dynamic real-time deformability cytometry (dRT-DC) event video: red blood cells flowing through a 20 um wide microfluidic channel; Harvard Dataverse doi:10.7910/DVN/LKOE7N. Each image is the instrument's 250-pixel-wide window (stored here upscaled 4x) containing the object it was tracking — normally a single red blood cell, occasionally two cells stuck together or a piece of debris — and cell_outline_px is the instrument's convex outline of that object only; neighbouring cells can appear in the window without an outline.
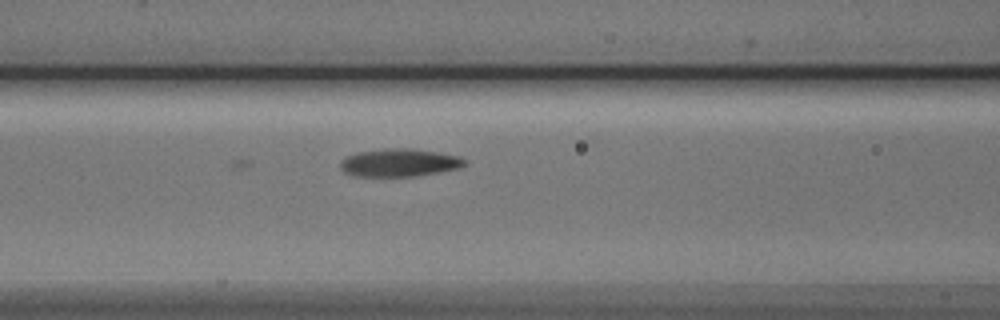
{"species": "Egyptian fruit bat (a non-hibernating species)", "species_latin": "Rousettus aegyptiacus", "temperature_condition": "cold", "stored_images_in_passage": 9, "camera_frame_rate_fps": 3000, "um_per_image_px": 0.085, "animal": {"sex": "male"}, "frame": {"image": 1, "passage_image": 9, "time_ms": 2.667, "image_size_px": [1000, 320], "cell_outline_px": [[468, 164], [460, 168], [416, 176], [352, 176], [344, 172], [340, 168], [340, 160], [356, 152], [384, 148], [412, 148], [460, 156], [468, 160]], "centroid_in_image_um": [33.96, 13.82], "position_along_channel_um": 132.6, "area_um2": 20.46}}